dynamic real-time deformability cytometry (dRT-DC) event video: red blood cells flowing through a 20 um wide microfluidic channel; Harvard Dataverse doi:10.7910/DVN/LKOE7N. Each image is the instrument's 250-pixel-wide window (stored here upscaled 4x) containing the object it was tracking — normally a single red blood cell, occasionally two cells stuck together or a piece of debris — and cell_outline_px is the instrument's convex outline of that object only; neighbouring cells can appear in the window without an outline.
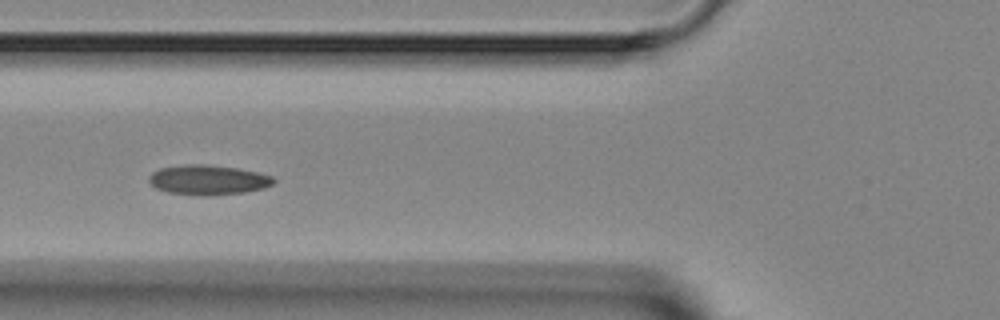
{"species": "Egyptian fruit bat (a non-hibernating species)", "species_latin": "Rousettus aegyptiacus", "temperature_condition": "room temperature", "stored_images_in_passage": 5, "camera_frame_rate_fps": 3000, "um_per_image_px": 0.085, "animal": {"sex": "female"}, "frame": {"image": 1, "passage_image": 5, "time_ms": 4.333, "image_size_px": [1000, 320], "cell_outline_px": [[276, 180], [272, 184], [264, 188], [244, 192], [212, 196], [200, 196], [168, 192], [156, 188], [148, 180], [148, 176], [152, 172], [160, 168], [184, 164], [204, 164], [236, 168], [256, 172], [272, 176]], "centroid_in_image_um": [17.66, 15.3], "position_along_channel_um": 108.1, "area_um2": 21.73}}